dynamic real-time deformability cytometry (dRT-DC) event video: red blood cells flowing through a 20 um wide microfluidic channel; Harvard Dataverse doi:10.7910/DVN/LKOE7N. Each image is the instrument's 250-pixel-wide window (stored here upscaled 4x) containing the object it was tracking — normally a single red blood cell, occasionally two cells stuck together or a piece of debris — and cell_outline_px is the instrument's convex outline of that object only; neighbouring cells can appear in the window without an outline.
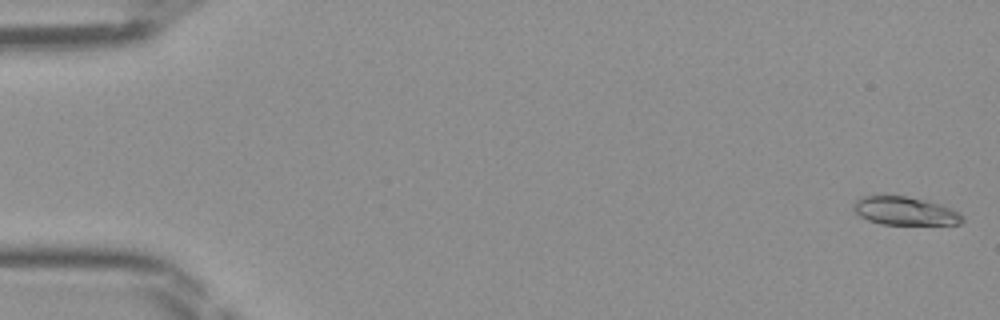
{"species": "Egyptian fruit bat (a non-hibernating species)", "species_latin": "Rousettus aegyptiacus", "temperature_condition": "room temperature", "stored_images_in_passage": 47, "camera_frame_rate_fps": 3000, "um_per_image_px": 0.085, "frame": {"image": 1, "passage_image": 1, "time_ms": 0.0, "image_size_px": [1000, 320], "cell_outline_px": [[964, 220], [960, 224], [880, 224], [868, 220], [860, 216], [852, 208], [856, 200], [860, 196], [904, 196], [924, 200], [940, 204], [960, 212], [964, 216]], "centroid_in_image_um": [76.93, 17.94], "position_along_channel_um": 8.1, "area_um2": 17.86}}
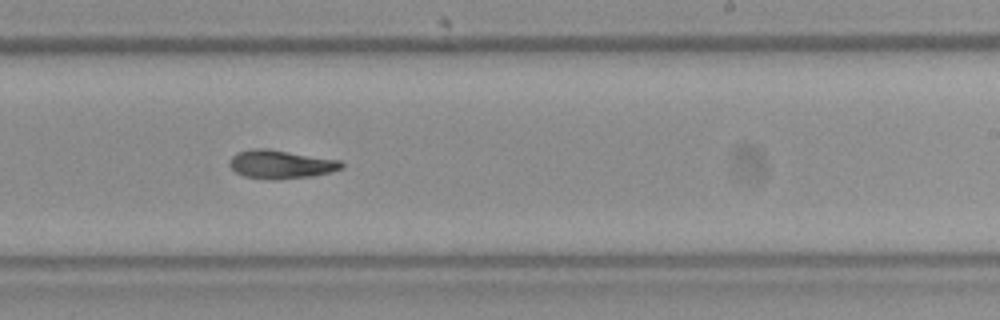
{"frame": {"image": 2, "passage_image": 29, "time_ms": 9.333, "image_size_px": [1000, 320], "cell_outline_px": [[344, 168], [332, 172], [312, 176], [276, 180], [272, 180], [244, 176], [236, 172], [228, 164], [228, 160], [236, 152], [252, 148], [268, 148], [340, 160], [344, 164]], "centroid_in_image_um": [23.87, 13.96], "position_along_channel_um": 265.1, "area_um2": 18.9}}
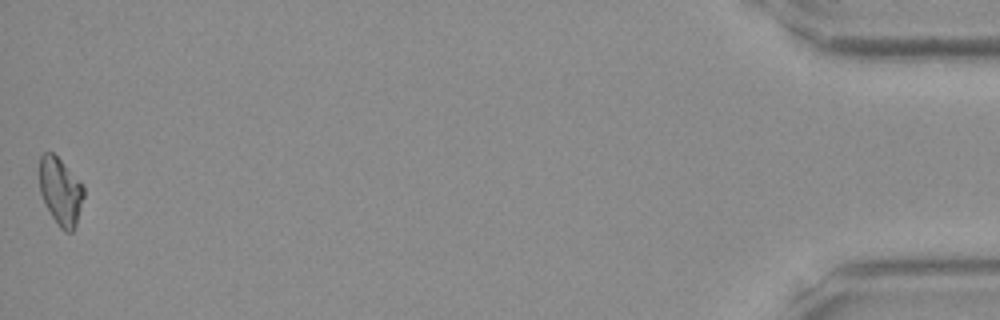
{"frame": {"image": 3, "passage_image": 47, "time_ms": 15.333, "image_size_px": [1000, 320], "cell_outline_px": [[84, 196], [76, 224], [72, 232], [64, 232], [60, 228], [52, 216], [40, 192], [40, 156], [44, 152], [52, 152], [84, 184]], "centroid_in_image_um": [5.17, 16.26], "position_along_channel_um": 430.0, "area_um2": 17.22}}